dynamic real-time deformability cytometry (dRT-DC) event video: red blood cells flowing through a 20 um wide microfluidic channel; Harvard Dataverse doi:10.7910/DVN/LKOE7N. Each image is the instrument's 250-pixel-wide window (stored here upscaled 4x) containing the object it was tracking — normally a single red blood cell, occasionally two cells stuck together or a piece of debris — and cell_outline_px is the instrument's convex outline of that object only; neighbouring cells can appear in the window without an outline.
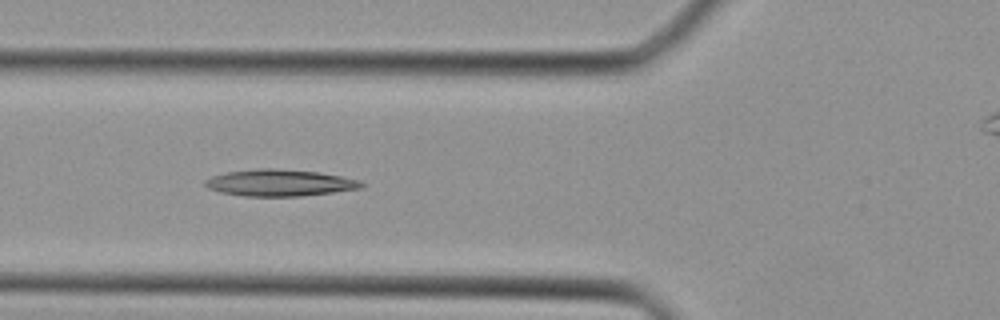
{"species": "Egyptian fruit bat (a non-hibernating species)", "species_latin": "Rousettus aegyptiacus", "temperature_condition": "cold", "stored_images_in_passage": 33, "camera_frame_rate_fps": 3000, "um_per_image_px": 0.085, "animal": {"sex": "female"}, "frame": {"image": 1, "passage_image": 7, "time_ms": 2.0, "image_size_px": [1000, 320], "cell_outline_px": [[364, 188], [300, 196], [244, 196], [220, 192], [208, 188], [204, 184], [204, 180], [212, 176], [228, 172], [260, 168], [272, 168], [316, 172], [340, 176], [360, 180], [364, 184]], "centroid_in_image_um": [23.77, 15.54], "position_along_channel_um": 102.0, "area_um2": 24.1}}
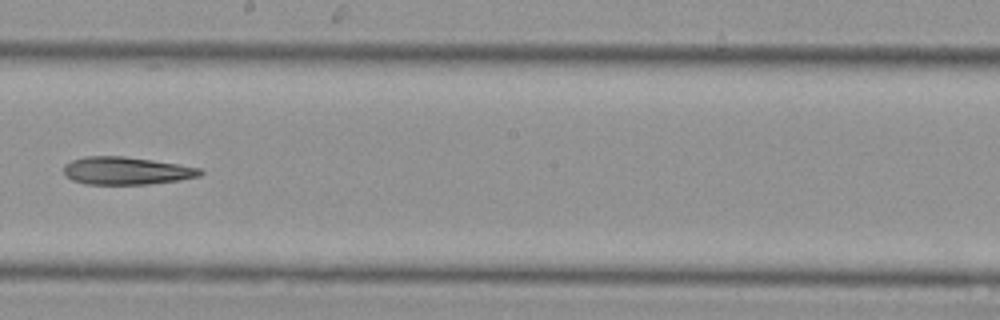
{"frame": {"image": 2, "passage_image": 15, "time_ms": 4.667, "image_size_px": [1000, 320], "cell_outline_px": [[204, 172], [200, 176], [180, 180], [148, 184], [84, 184], [72, 180], [64, 176], [64, 168], [72, 160], [88, 156], [124, 156], [152, 160], [200, 168]], "centroid_in_image_um": [10.74, 14.52], "position_along_channel_um": 237.5, "area_um2": 21.91}}
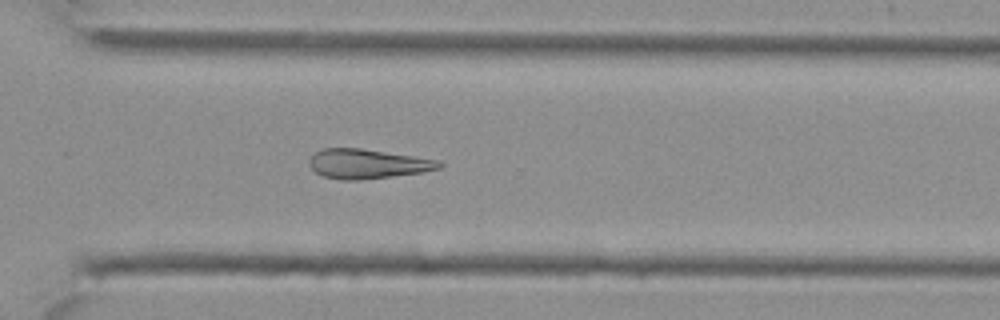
{"frame": {"image": 3, "passage_image": 21, "time_ms": 6.667, "image_size_px": [1000, 320], "cell_outline_px": [[444, 164], [440, 168], [424, 172], [360, 180], [344, 180], [324, 176], [316, 172], [308, 164], [308, 160], [316, 152], [324, 148], [360, 148], [440, 160]], "centroid_in_image_um": [31.26, 13.92], "position_along_channel_um": 339.3, "area_um2": 22.25}}